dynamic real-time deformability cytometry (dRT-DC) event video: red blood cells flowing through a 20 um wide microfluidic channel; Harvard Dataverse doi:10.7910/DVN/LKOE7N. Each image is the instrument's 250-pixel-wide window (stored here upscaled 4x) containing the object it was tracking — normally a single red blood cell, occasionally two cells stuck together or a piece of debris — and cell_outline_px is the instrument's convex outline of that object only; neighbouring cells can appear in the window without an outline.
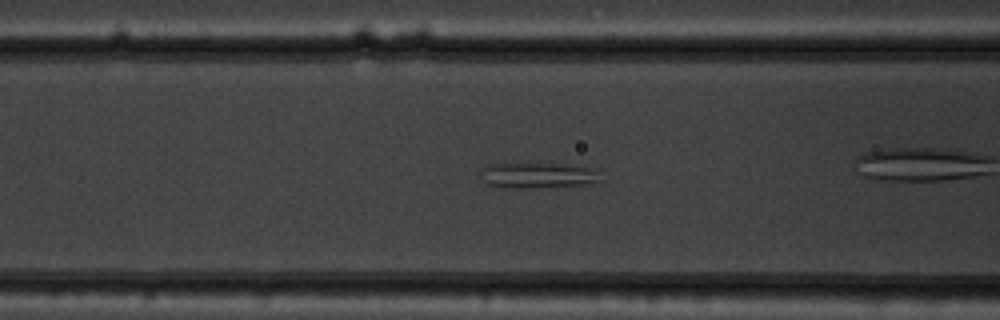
{"species": "common noctule bat (a hibernating species)", "species_latin": "Nyctalus noctula", "temperature_condition": "warm", "stored_images_in_passage": 37, "camera_frame_rate_fps": 3000, "um_per_image_px": 0.085, "animal": {"sex": "male", "body_mass_g": 19.5, "forearm_length_mm": 54.6}, "frame": {"image": 1, "passage_image": 4, "time_ms": 1.0, "image_size_px": [1000, 320], "cell_outline_px": [[596, 180], [592, 184], [532, 188], [512, 188], [488, 184], [484, 180], [480, 172], [484, 168], [492, 164], [564, 164], [592, 168]], "centroid_in_image_um": [45.66, 14.92], "position_along_channel_um": 120.9, "area_um2": 17.22}}
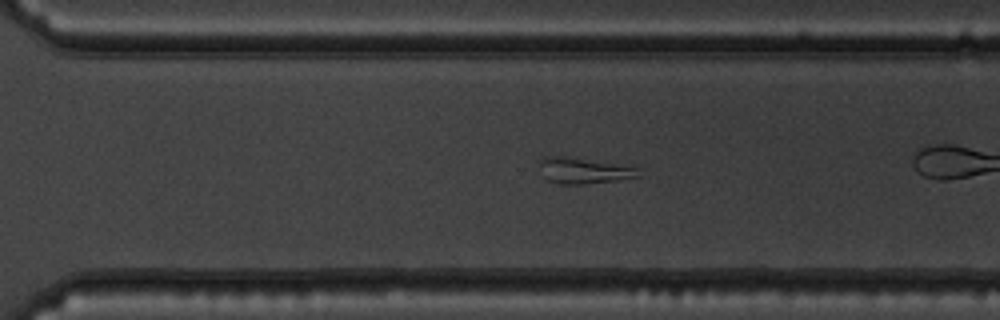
{"frame": {"image": 2, "passage_image": 20, "time_ms": 6.333, "image_size_px": [1000, 320], "cell_outline_px": [[640, 176], [616, 180], [580, 184], [556, 184], [548, 180], [544, 176], [540, 164], [540, 160], [544, 156], [560, 156], [632, 164], [636, 168]], "centroid_in_image_um": [49.66, 14.48], "position_along_channel_um": 320.9, "area_um2": 15.09}}
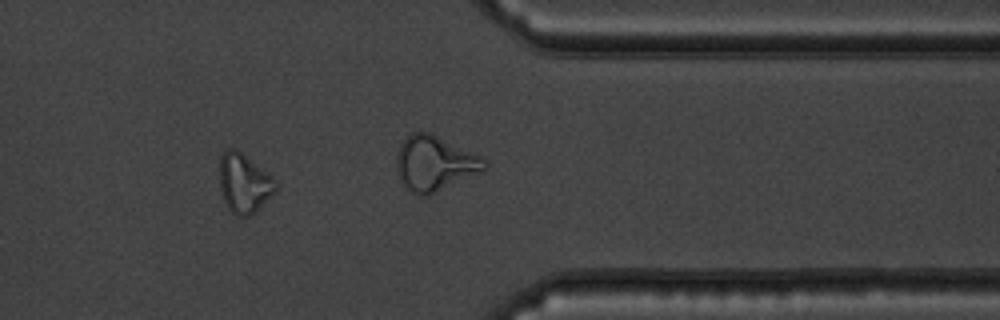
{"frame": {"image": 3, "passage_image": 27, "time_ms": 8.667, "image_size_px": [1000, 320], "cell_outline_px": [[280, 184], [276, 192], [256, 212], [248, 216], [236, 216], [228, 208], [224, 200], [220, 188], [220, 156], [228, 148], [236, 148], [272, 176]], "centroid_in_image_um": [20.78, 15.59], "position_along_channel_um": 390.6, "area_um2": 19.59}, "authors_computed_cell_mechanics": {"area_um2": 17.2244, "velocity_mm_per_s": 3.7718, "shape_relaxation_time_tau1_ms": null, "shape_relaxation_time_tau2_ms": 7.5217, "deformation_change_tau1": null, "deformation_change_tau2": 0.1865}}